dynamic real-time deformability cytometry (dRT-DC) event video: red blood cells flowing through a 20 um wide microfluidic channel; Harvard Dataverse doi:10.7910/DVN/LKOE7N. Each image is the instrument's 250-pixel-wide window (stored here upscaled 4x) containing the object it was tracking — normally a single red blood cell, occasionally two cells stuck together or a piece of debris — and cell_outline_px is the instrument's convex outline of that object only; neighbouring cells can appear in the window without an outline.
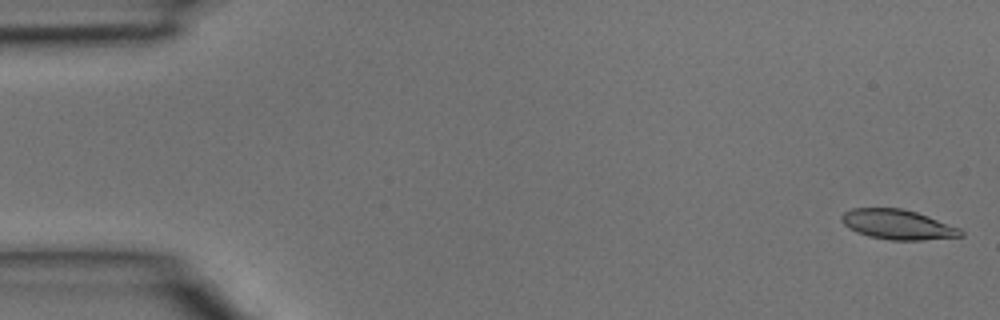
{"species": "common noctule bat (a hibernating species)", "species_latin": "Nyctalus noctula", "temperature_condition": "room temperature", "stored_images_in_passage": 40, "camera_frame_rate_fps": 3000, "um_per_image_px": 0.085, "animal": {"sex": "male", "body_mass_g": 15.6}, "frame": {"image": 1, "passage_image": 1, "time_ms": 0.0, "image_size_px": [1000, 320], "cell_outline_px": [[964, 236], [920, 240], [888, 240], [868, 236], [856, 232], [848, 228], [840, 220], [840, 216], [844, 212], [852, 208], [900, 208], [916, 212], [928, 216], [960, 228], [964, 232]], "centroid_in_image_um": [76.28, 19.09], "position_along_channel_um": 8.7, "area_um2": 20.81}}
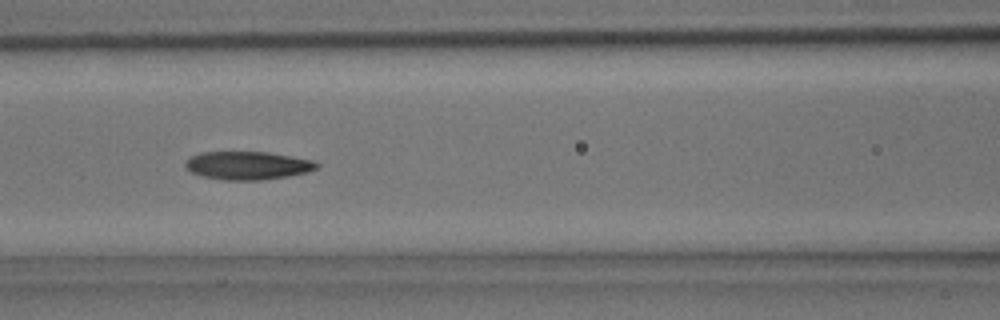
{"frame": {"image": 2, "passage_image": 17, "time_ms": 5.333, "image_size_px": [1000, 320], "cell_outline_px": [[320, 164], [316, 168], [308, 172], [288, 176], [260, 180], [224, 180], [204, 176], [192, 172], [184, 168], [184, 164], [192, 156], [200, 152], [268, 152], [292, 156], [312, 160]], "centroid_in_image_um": [21.06, 14.06], "position_along_channel_um": 145.5, "area_um2": 21.5}}
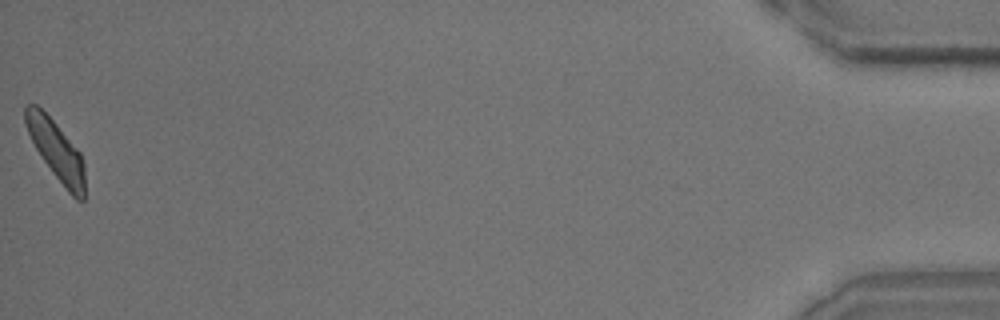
{"frame": {"image": 3, "passage_image": 40, "time_ms": 13.0, "image_size_px": [1000, 320], "cell_outline_px": [[84, 200], [76, 200], [68, 192], [52, 172], [36, 148], [24, 124], [24, 108], [28, 104], [36, 104], [56, 124], [80, 152], [84, 164]], "centroid_in_image_um": [4.78, 12.79], "position_along_channel_um": 430.4, "area_um2": 20.17}}